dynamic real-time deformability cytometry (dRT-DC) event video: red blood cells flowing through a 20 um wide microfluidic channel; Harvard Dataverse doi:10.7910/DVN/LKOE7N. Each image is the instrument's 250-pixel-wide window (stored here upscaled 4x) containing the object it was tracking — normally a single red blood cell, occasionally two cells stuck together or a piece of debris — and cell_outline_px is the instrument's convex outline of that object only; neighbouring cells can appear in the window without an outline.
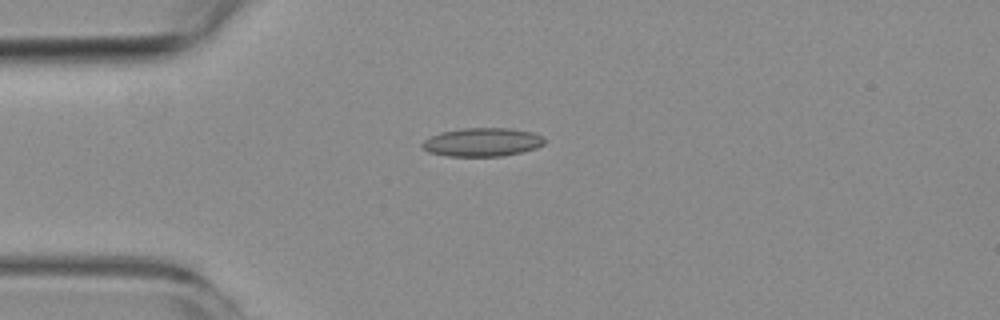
{"species": "common noctule bat (a hibernating species)", "species_latin": "Nyctalus noctula", "temperature_condition": "room temperature", "stored_images_in_passage": 5, "camera_frame_rate_fps": 3000, "um_per_image_px": 0.085, "animal": {"sex": "female", "body_mass_g": 19.3, "forearm_length_mm": 54.1}, "frame": {"image": 1, "passage_image": 5, "time_ms": 4.333, "image_size_px": [1000, 320], "cell_outline_px": [[544, 144], [536, 148], [504, 156], [448, 156], [428, 152], [420, 144], [424, 140], [440, 132], [460, 128], [508, 128], [532, 132], [544, 136]], "centroid_in_image_um": [40.99, 12.08], "position_along_channel_um": 44.0, "area_um2": 20.35}}